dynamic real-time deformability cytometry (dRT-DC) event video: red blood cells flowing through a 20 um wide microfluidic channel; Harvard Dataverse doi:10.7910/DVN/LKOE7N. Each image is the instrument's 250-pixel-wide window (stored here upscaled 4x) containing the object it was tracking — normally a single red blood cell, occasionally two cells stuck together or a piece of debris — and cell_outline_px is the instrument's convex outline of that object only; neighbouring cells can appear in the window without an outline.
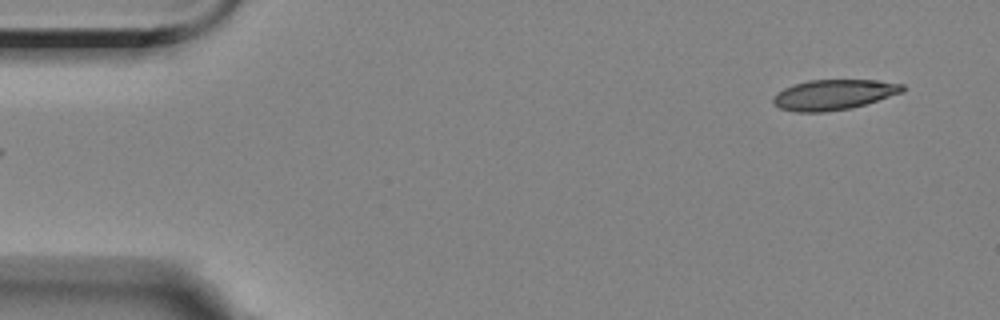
{"species": "Egyptian fruit bat (a non-hibernating species)", "species_latin": "Rousettus aegyptiacus", "temperature_condition": "room temperature", "stored_images_in_passage": 13, "camera_frame_rate_fps": 3000, "um_per_image_px": 0.085, "animal": {"sex": "female"}, "frame": {"image": 1, "passage_image": 1, "time_ms": 0.0, "image_size_px": [1000, 320], "cell_outline_px": [[904, 92], [852, 108], [824, 112], [796, 112], [780, 108], [772, 100], [772, 96], [784, 88], [808, 80], [876, 80], [904, 84]], "centroid_in_image_um": [70.88, 8.05], "position_along_channel_um": 14.1, "area_um2": 22.77}}
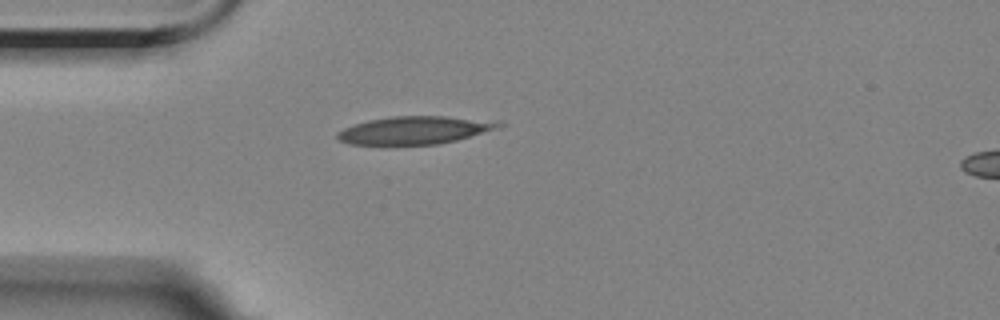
{"frame": {"image": 2, "passage_image": 12, "time_ms": 3.667, "image_size_px": [1000, 320], "cell_outline_px": [[504, 124], [500, 128], [456, 140], [440, 144], [348, 144], [340, 140], [336, 136], [336, 132], [344, 128], [368, 120], [392, 116], [444, 116], [500, 120]], "centroid_in_image_um": [35.32, 11.05], "position_along_channel_um": 49.7, "area_um2": 26.24}}